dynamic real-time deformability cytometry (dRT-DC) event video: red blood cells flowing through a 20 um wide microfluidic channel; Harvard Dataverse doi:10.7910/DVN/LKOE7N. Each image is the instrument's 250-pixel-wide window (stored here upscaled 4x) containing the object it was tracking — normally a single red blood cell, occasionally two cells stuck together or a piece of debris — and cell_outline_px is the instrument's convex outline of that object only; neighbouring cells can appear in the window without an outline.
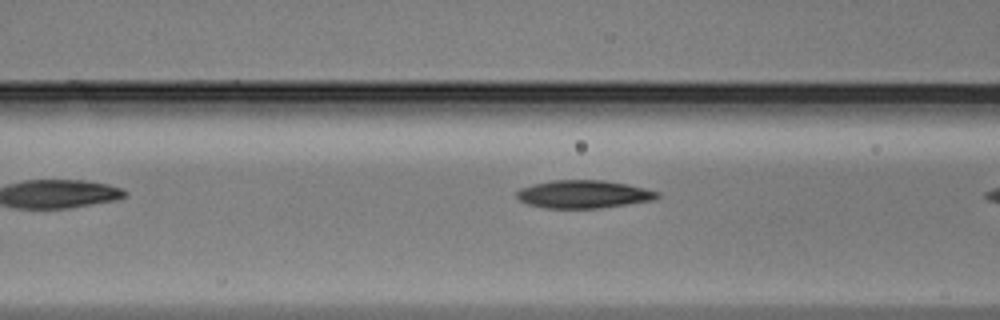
{"species": "Egyptian fruit bat (a non-hibernating species)", "species_latin": "Rousettus aegyptiacus", "temperature_condition": "warm", "stored_images_in_passage": 5, "camera_frame_rate_fps": 3000, "um_per_image_px": 0.085, "animal": {"sex": "male"}, "frame": {"image": 1, "passage_image": 5, "time_ms": 1.333, "image_size_px": [1000, 320], "cell_outline_px": [[660, 196], [656, 200], [600, 208], [544, 208], [528, 204], [520, 200], [516, 196], [516, 192], [520, 188], [532, 184], [552, 180], [604, 180], [628, 184], [660, 192]], "centroid_in_image_um": [49.62, 16.5], "position_along_channel_um": 117.0, "area_um2": 23.06}}